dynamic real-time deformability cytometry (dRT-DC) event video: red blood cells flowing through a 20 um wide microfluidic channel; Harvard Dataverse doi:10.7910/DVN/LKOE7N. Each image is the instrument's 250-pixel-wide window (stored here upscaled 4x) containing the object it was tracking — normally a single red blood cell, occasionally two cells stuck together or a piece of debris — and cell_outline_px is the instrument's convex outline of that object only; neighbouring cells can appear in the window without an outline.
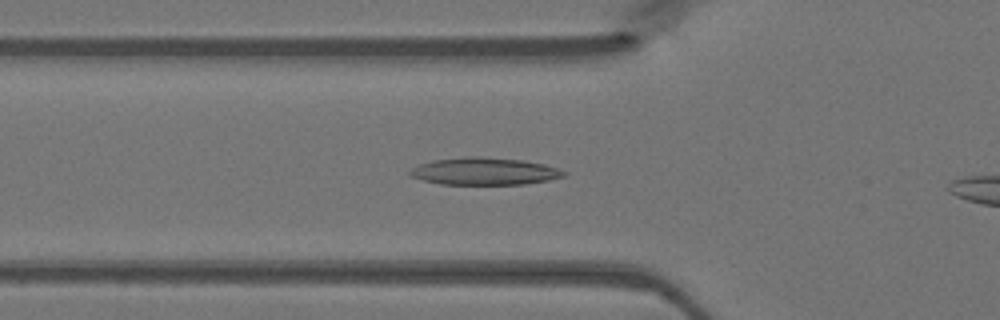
{"species": "Egyptian fruit bat (a non-hibernating species)", "species_latin": "Rousettus aegyptiacus", "temperature_condition": "warm", "stored_images_in_passage": 33, "camera_frame_rate_fps": 3000, "um_per_image_px": 0.085, "animal": {"sex": "female"}, "frame": {"image": 1, "passage_image": 10, "time_ms": 3.0, "image_size_px": [1000, 320], "cell_outline_px": [[568, 176], [548, 180], [524, 184], [440, 184], [408, 176], [408, 172], [412, 168], [420, 164], [432, 160], [464, 156], [480, 156], [524, 160], [544, 164], [568, 172]], "centroid_in_image_um": [41.18, 14.55], "position_along_channel_um": 84.6, "area_um2": 24.68}}
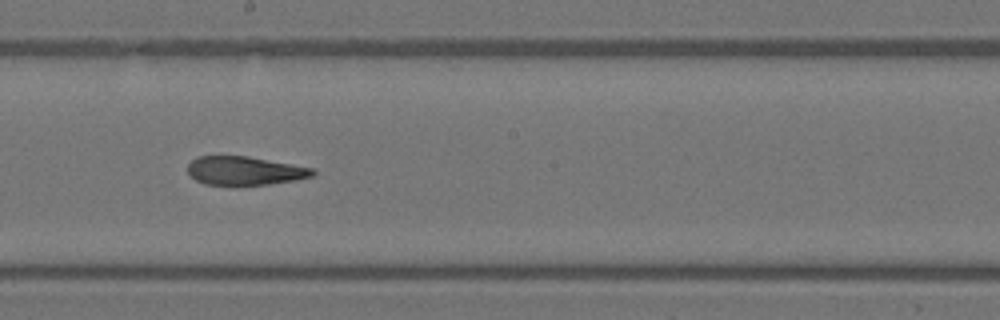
{"frame": {"image": 2, "passage_image": 20, "time_ms": 6.333, "image_size_px": [1000, 320], "cell_outline_px": [[316, 172], [312, 176], [296, 180], [268, 184], [232, 188], [204, 184], [196, 180], [188, 172], [188, 164], [196, 156], [248, 156], [316, 168]], "centroid_in_image_um": [20.8, 14.55], "position_along_channel_um": 227.4, "area_um2": 21.68}}
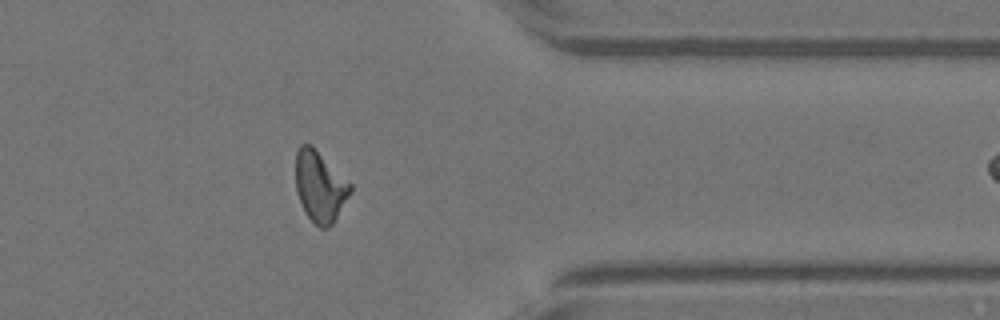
{"frame": {"image": 3, "passage_image": 32, "time_ms": 10.333, "image_size_px": [1000, 320], "cell_outline_px": [[352, 192], [332, 224], [328, 228], [320, 228], [304, 212], [296, 192], [296, 152], [300, 144], [312, 144], [352, 184]], "centroid_in_image_um": [27.2, 15.83], "position_along_channel_um": 384.2, "area_um2": 22.72}}